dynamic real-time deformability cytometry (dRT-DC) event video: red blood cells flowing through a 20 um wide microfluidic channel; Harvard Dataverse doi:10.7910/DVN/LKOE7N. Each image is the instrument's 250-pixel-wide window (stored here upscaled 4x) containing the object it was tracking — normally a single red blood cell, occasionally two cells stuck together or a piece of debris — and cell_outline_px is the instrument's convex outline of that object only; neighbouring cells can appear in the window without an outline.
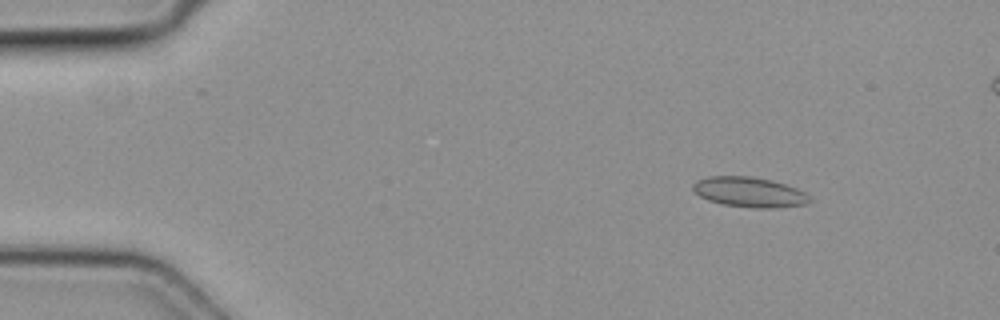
{"species": "common noctule bat (a hibernating species)", "species_latin": "Nyctalus noctula", "temperature_condition": "cold", "stored_images_in_passage": 4, "camera_frame_rate_fps": 3000, "um_per_image_px": 0.085, "animal": {"sex": "female", "body_mass_g": 19.3, "forearm_length_mm": 54.1}, "frame": {"image": 1, "passage_image": 1, "time_ms": 0.0, "image_size_px": [1000, 320], "cell_outline_px": [[812, 200], [808, 204], [776, 208], [752, 208], [724, 204], [708, 200], [700, 196], [692, 188], [692, 184], [696, 180], [708, 176], [748, 176], [772, 180], [796, 188], [804, 192]], "centroid_in_image_um": [63.69, 16.33], "position_along_channel_um": 21.3, "area_um2": 20.46}}